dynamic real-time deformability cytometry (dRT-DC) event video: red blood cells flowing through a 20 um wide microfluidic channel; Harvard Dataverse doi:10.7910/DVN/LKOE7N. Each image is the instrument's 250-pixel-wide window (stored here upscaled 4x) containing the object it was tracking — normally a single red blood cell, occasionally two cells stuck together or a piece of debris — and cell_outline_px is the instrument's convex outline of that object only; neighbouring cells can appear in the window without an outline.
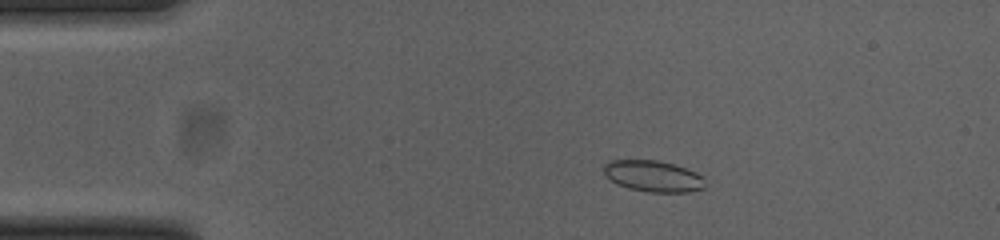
{"species": "common noctule bat (a hibernating species)", "species_latin": "Nyctalus noctula", "temperature_condition": "cold", "stored_images_in_passage": 50, "camera_frame_rate_fps": 3000, "um_per_image_px": 0.085, "animal": {"sex": "female", "body_mass_g": 23.0, "forearm_length_mm": 53.4}, "frame": {"image": 1, "passage_image": 8, "time_ms": 2.333, "image_size_px": [1000, 240], "cell_outline_px": [[704, 188], [688, 192], [648, 192], [628, 188], [616, 184], [604, 176], [604, 164], [612, 160], [656, 160], [672, 164], [696, 172], [704, 176]], "centroid_in_image_um": [55.5, 14.98], "position_along_channel_um": 29.5, "area_um2": 18.5}}
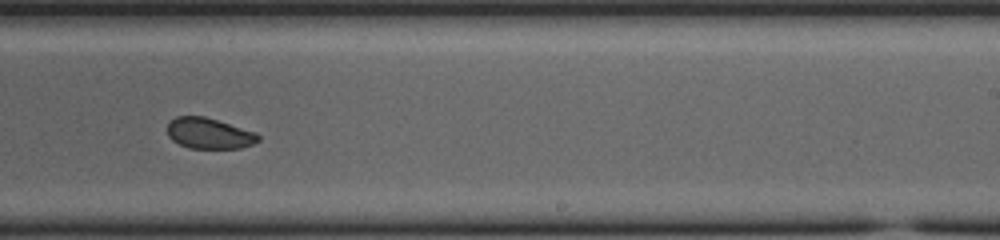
{"frame": {"image": 2, "passage_image": 31, "time_ms": 10.0, "image_size_px": [1000, 240], "cell_outline_px": [[260, 140], [252, 144], [240, 148], [188, 148], [172, 140], [168, 136], [168, 124], [176, 116], [204, 116], [256, 132], [260, 136]], "centroid_in_image_um": [17.78, 11.34], "position_along_channel_um": 271.2, "area_um2": 16.24}}
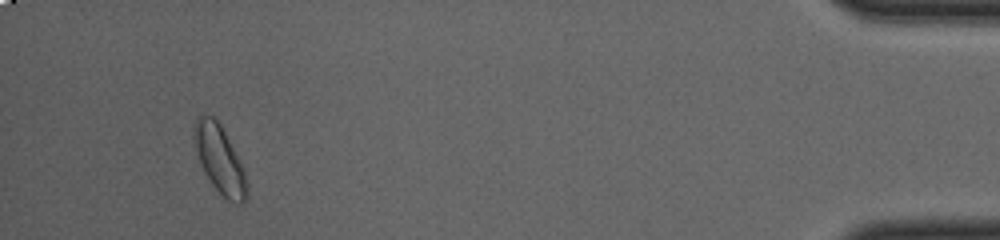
{"frame": {"image": 3, "passage_image": 48, "time_ms": 15.667, "image_size_px": [1000, 240], "cell_outline_px": [[248, 196], [244, 204], [236, 204], [228, 200], [212, 184], [204, 172], [200, 164], [196, 148], [196, 120], [200, 116], [212, 116], [220, 124], [244, 172], [248, 192]], "centroid_in_image_um": [18.7, 13.64], "position_along_channel_um": 416.5, "area_um2": 19.77}, "authors_computed_cell_mechanics": {"area_um2": 17.918, "velocity_mm_per_s": 3.8501, "shape_relaxation_time_tau1_ms": 3.7709, "shape_relaxation_time_tau2_ms": 2.4175, "deformation_change_tau1": 0.0743, "deformation_change_tau2": 0.0488}}